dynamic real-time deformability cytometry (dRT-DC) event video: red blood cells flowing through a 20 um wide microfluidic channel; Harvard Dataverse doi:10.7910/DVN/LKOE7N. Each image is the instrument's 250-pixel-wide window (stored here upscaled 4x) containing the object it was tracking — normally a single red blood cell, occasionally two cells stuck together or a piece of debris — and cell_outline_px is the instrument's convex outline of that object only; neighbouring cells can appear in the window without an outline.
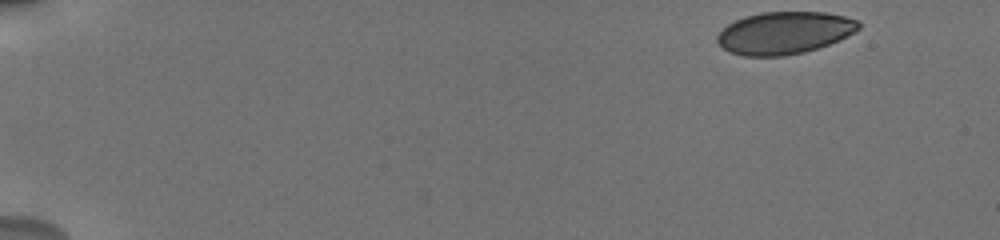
{"species": "human", "species_latin": "Homo sapiens", "temperature_condition": "cold", "stored_images_in_passage": 14, "camera_frame_rate_fps": 3000, "um_per_image_px": 0.085, "donor": {"sex": "male"}, "frame": {"image": 1, "passage_image": 1, "time_ms": 0.0, "image_size_px": [1000, 240], "cell_outline_px": [[860, 28], [840, 40], [804, 52], [784, 56], [744, 56], [728, 52], [716, 40], [716, 36], [728, 24], [744, 16], [760, 12], [824, 12], [844, 16], [856, 20], [860, 24]], "centroid_in_image_um": [66.65, 2.79], "position_along_channel_um": 18.3, "area_um2": 34.8}}
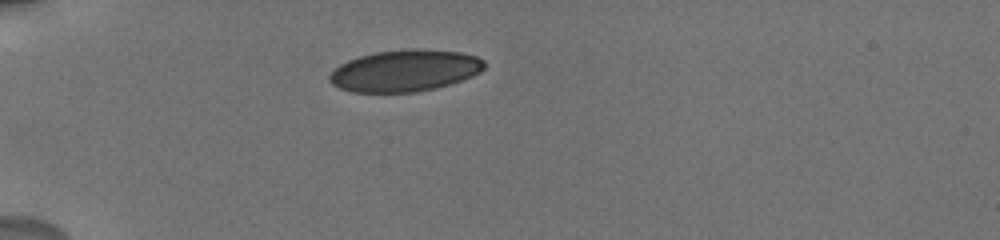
{"frame": {"image": 2, "passage_image": 8, "time_ms": 4.0, "image_size_px": [1000, 240], "cell_outline_px": [[484, 68], [480, 72], [472, 76], [448, 84], [416, 92], [352, 92], [340, 88], [332, 84], [328, 80], [328, 76], [340, 64], [348, 60], [360, 56], [376, 52], [412, 48], [460, 52], [476, 56], [484, 60]], "centroid_in_image_um": [34.39, 6.0], "position_along_channel_um": 50.6, "area_um2": 37.34}}
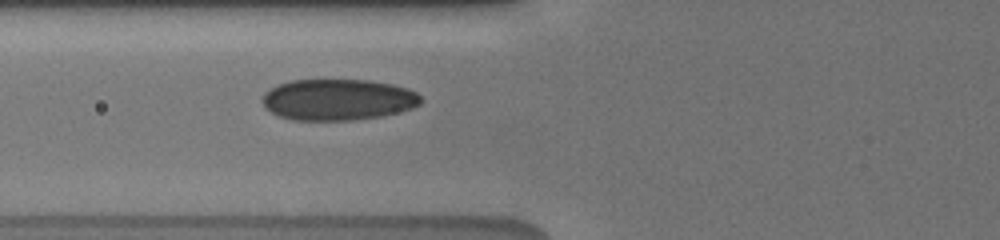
{"frame": {"image": 3, "passage_image": 14, "time_ms": 6.0, "image_size_px": [1000, 240], "cell_outline_px": [[424, 100], [420, 104], [412, 108], [380, 116], [352, 120], [292, 120], [280, 116], [264, 108], [260, 100], [264, 92], [276, 84], [292, 80], [368, 80], [392, 84], [408, 88], [416, 92]], "centroid_in_image_um": [28.69, 8.46], "position_along_channel_um": 97.1, "area_um2": 38.32}}